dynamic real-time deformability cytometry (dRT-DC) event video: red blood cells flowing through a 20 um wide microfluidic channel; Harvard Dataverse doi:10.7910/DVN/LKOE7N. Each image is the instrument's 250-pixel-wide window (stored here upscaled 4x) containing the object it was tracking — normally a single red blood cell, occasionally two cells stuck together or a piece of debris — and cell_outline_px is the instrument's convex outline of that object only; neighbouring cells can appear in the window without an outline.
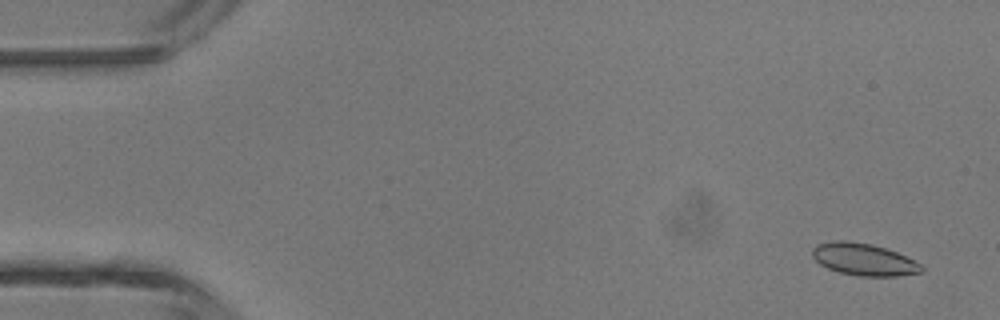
{"species": "common noctule bat (a hibernating species)", "species_latin": "Nyctalus noctula", "temperature_condition": "room temperature", "stored_images_in_passage": 4, "camera_frame_rate_fps": 3000, "um_per_image_px": 0.085, "animal": {"sex": "male", "body_mass_g": 13.3}, "frame": {"image": 1, "passage_image": 1, "time_ms": 0.0, "image_size_px": [1000, 320], "cell_outline_px": [[924, 272], [896, 276], [860, 276], [840, 272], [828, 268], [820, 264], [812, 256], [812, 248], [816, 244], [832, 240], [844, 240], [872, 244], [896, 252], [920, 264], [924, 268]], "centroid_in_image_um": [73.39, 22.04], "position_along_channel_um": 11.6, "area_um2": 20.35}}